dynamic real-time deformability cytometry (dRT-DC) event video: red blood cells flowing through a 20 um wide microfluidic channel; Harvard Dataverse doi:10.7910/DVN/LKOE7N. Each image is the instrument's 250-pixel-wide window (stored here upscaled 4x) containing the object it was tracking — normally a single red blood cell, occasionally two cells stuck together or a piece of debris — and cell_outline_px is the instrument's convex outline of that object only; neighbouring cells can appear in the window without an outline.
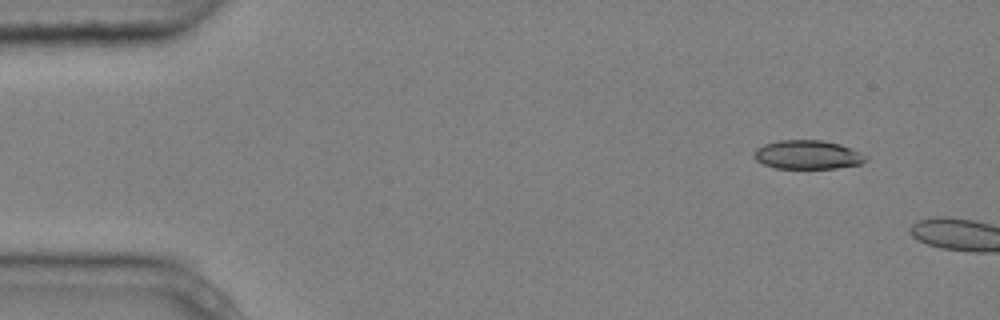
{"species": "common noctule bat (a hibernating species)", "species_latin": "Nyctalus noctula", "temperature_condition": "cold", "stored_images_in_passage": 4, "camera_frame_rate_fps": 3000, "um_per_image_px": 0.085, "animal": {"sex": "male", "body_mass_g": 20.4}, "frame": {"image": 1, "passage_image": 1, "time_ms": 0.0, "image_size_px": [1000, 320], "cell_outline_px": [[868, 160], [860, 164], [836, 168], [776, 168], [764, 164], [756, 160], [752, 156], [756, 148], [764, 144], [776, 140], [820, 140], [840, 144], [852, 148], [868, 156]], "centroid_in_image_um": [68.65, 13.14], "position_along_channel_um": 16.4, "area_um2": 18.9}}